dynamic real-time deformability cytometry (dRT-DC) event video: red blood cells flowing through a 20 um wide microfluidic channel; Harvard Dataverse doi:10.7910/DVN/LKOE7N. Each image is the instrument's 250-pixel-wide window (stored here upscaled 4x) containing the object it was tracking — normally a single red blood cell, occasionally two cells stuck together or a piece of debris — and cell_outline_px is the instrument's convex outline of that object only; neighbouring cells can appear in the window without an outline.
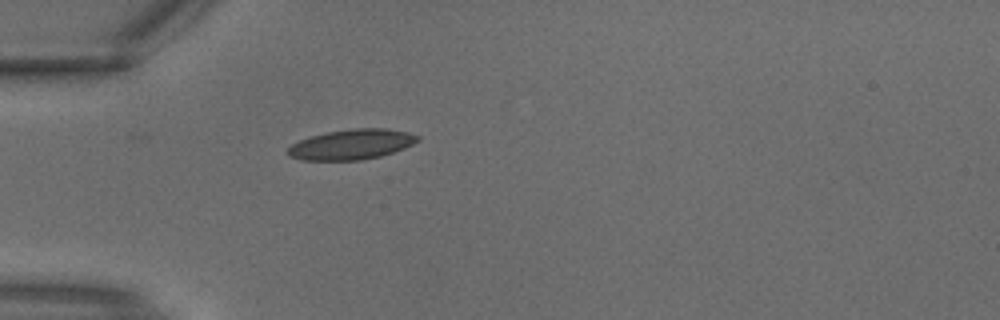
{"species": "common noctule bat (a hibernating species)", "species_latin": "Nyctalus noctula", "temperature_condition": "warm", "stored_images_in_passage": 1, "camera_frame_rate_fps": 3000, "um_per_image_px": 0.085, "animal": {"sex": "male", "body_mass_g": 18.8}, "frame": {"image": 1, "passage_image": 1, "time_ms": 0.0, "image_size_px": [1000, 320], "cell_outline_px": [[420, 140], [404, 148], [380, 156], [360, 160], [300, 160], [288, 156], [284, 152], [292, 144], [300, 140], [312, 136], [328, 132], [356, 128], [388, 128], [408, 132], [420, 136]], "centroid_in_image_um": [29.87, 12.28], "position_along_channel_um": 55.1, "area_um2": 22.83}}